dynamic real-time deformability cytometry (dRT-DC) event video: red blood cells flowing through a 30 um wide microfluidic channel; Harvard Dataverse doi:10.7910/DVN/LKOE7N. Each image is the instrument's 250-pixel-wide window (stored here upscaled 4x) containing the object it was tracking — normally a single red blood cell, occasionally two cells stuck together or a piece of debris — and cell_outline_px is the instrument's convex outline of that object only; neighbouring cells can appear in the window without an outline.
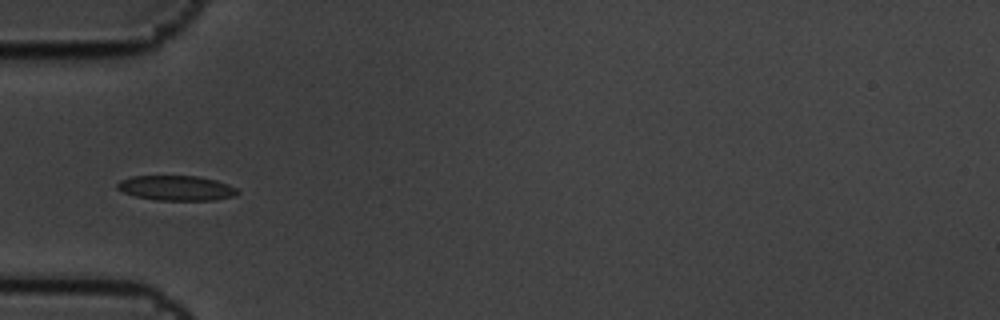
{"species": "common noctule bat (a hibernating species)", "species_latin": "Nyctalus noctula", "temperature_condition": "cold", "stored_images_in_passage": 9, "camera_frame_rate_fps": 3000, "um_per_image_px": 0.085, "animal": {"sex": "male", "body_mass_g": 19.5, "forearm_length_mm": 54.6}, "frame": {"image": 1, "passage_image": 4, "time_ms": 1.0, "image_size_px": [1000, 320], "cell_outline_px": [[240, 192], [236, 196], [216, 200], [156, 200], [136, 196], [124, 192], [116, 188], [116, 184], [120, 180], [132, 176], [200, 176], [216, 180], [228, 184], [236, 188]], "centroid_in_image_um": [15.02, 15.98], "position_along_channel_um": 70.0, "area_um2": 17.57}}
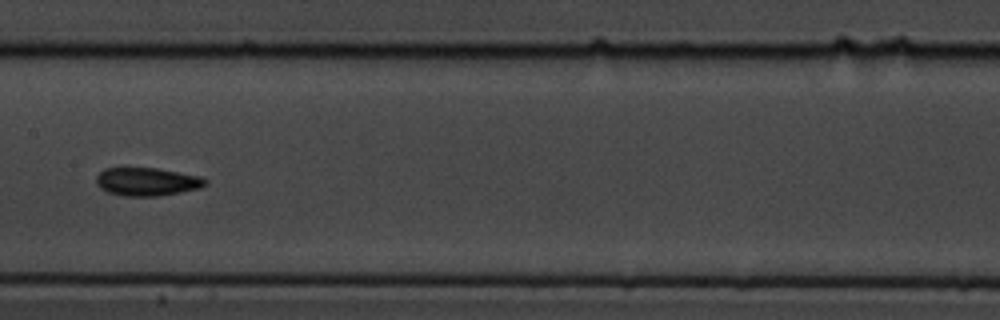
{"frame": {"image": 2, "passage_image": 7, "time_ms": 2.0, "image_size_px": [1000, 320], "cell_outline_px": [[208, 184], [200, 188], [180, 192], [156, 196], [124, 196], [108, 192], [100, 188], [96, 184], [96, 176], [104, 168], [156, 168], [200, 176], [208, 180]], "centroid_in_image_um": [12.49, 15.44], "position_along_channel_um": 194.9, "area_um2": 17.92}}
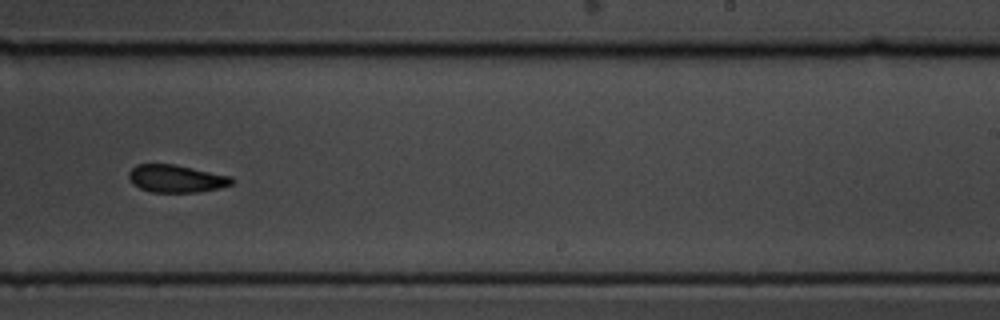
{"frame": {"image": 3, "passage_image": 9, "time_ms": 2.667, "image_size_px": [1000, 320], "cell_outline_px": [[236, 180], [232, 184], [220, 188], [200, 192], [152, 192], [140, 188], [132, 184], [128, 176], [128, 172], [136, 164], [176, 164], [232, 176]], "centroid_in_image_um": [15.01, 15.18], "position_along_channel_um": 274.0, "area_um2": 16.82}}